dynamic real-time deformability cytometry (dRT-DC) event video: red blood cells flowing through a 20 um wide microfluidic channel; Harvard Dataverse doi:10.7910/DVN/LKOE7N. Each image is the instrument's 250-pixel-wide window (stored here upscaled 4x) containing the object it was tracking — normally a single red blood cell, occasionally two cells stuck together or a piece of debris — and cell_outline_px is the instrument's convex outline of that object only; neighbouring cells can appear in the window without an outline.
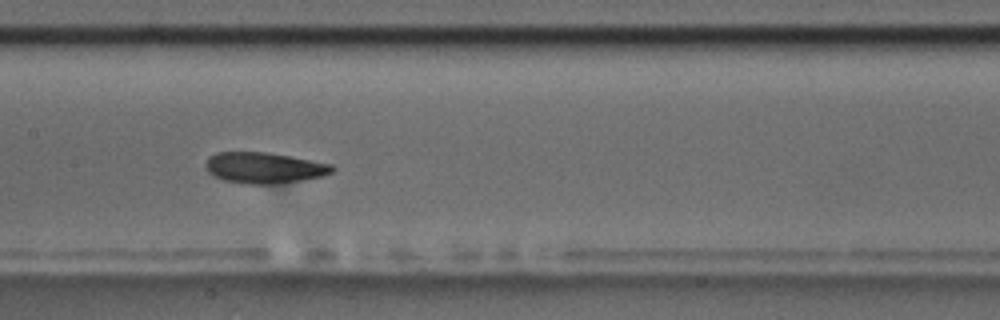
{"species": "common noctule bat (a hibernating species)", "species_latin": "Nyctalus noctula", "temperature_condition": "room temperature", "stored_images_in_passage": 9, "camera_frame_rate_fps": 3000, "um_per_image_px": 0.085, "animal": {"sex": "male", "body_mass_g": 17.5, "forearm_length_mm": 52.3}, "frame": {"image": 1, "passage_image": 8, "time_ms": 2.333, "image_size_px": [1000, 320], "cell_outline_px": [[336, 168], [332, 172], [324, 176], [300, 180], [272, 184], [244, 184], [224, 180], [212, 176], [208, 172], [204, 164], [208, 156], [216, 152], [268, 152], [332, 164]], "centroid_in_image_um": [22.42, 14.26], "position_along_channel_um": 185.0, "area_um2": 23.0}}
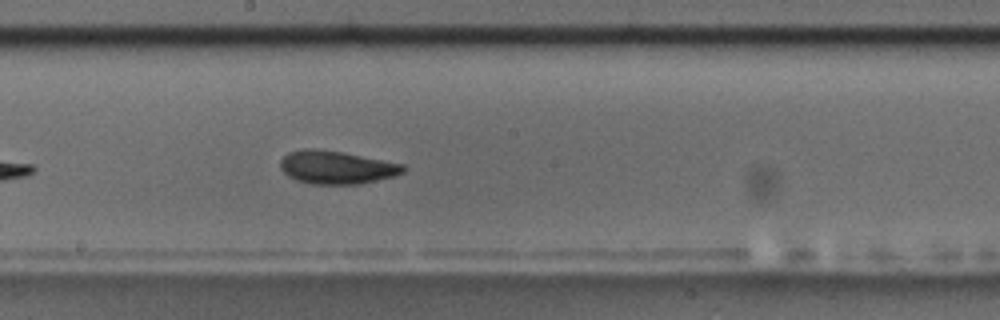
{"frame": {"image": 2, "passage_image": 9, "time_ms": 2.667, "image_size_px": [1000, 320], "cell_outline_px": [[404, 172], [392, 176], [360, 184], [308, 184], [296, 180], [288, 176], [280, 168], [280, 160], [288, 152], [304, 148], [312, 148], [340, 152], [404, 164]], "centroid_in_image_um": [28.54, 14.23], "position_along_channel_um": 219.7, "area_um2": 23.52}}